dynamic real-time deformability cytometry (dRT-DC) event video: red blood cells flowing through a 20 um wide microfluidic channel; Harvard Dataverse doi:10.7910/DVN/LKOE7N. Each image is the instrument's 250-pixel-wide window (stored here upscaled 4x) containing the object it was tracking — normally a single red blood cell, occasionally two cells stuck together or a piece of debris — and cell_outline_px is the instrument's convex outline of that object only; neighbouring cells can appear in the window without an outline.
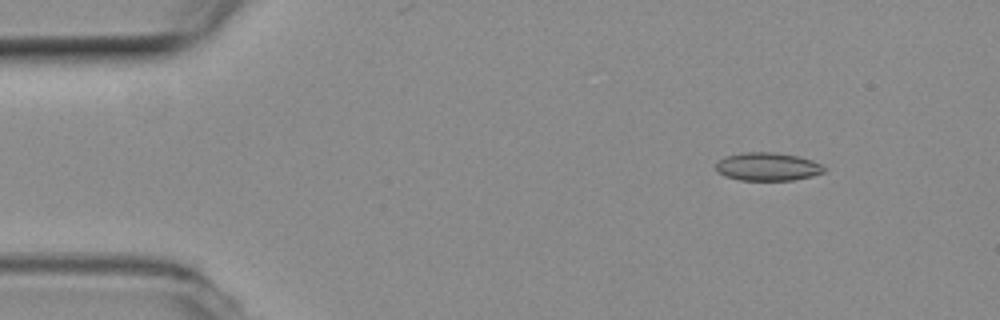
{"species": "common noctule bat (a hibernating species)", "species_latin": "Nyctalus noctula", "temperature_condition": "room temperature", "stored_images_in_passage": 3, "camera_frame_rate_fps": 3000, "um_per_image_px": 0.085, "animal": {"sex": "female", "body_mass_g": 19.3, "forearm_length_mm": 54.1}, "frame": {"image": 1, "passage_image": 1, "time_ms": 0.0, "image_size_px": [1000, 320], "cell_outline_px": [[824, 172], [812, 176], [792, 180], [740, 180], [724, 176], [716, 168], [716, 164], [724, 156], [740, 152], [776, 152], [796, 156], [812, 160], [820, 164], [824, 168]], "centroid_in_image_um": [65.22, 14.16], "position_along_channel_um": 19.8, "area_um2": 17.69}}